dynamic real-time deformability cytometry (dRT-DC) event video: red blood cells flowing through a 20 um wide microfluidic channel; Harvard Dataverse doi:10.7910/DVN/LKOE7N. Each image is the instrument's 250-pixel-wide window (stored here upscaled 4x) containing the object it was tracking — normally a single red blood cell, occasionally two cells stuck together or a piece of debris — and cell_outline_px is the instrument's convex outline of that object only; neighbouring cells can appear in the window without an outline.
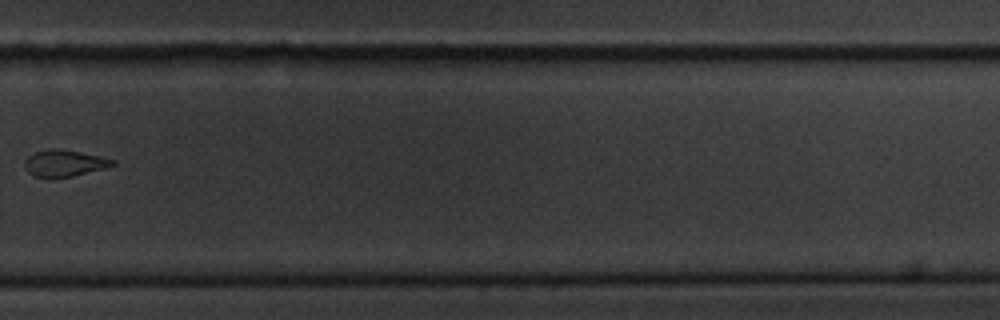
{"species": "common noctule bat (a hibernating species)", "species_latin": "Nyctalus noctula", "temperature_condition": "cold", "stored_images_in_passage": 11, "camera_frame_rate_fps": 3000, "um_per_image_px": 0.085, "animal": {"sex": "male", "body_mass_g": 20.1, "forearm_length_mm": 53.5}, "frame": {"image": 1, "passage_image": 11, "time_ms": 12.0, "image_size_px": [1000, 320], "cell_outline_px": [[116, 164], [108, 168], [72, 176], [32, 176], [28, 172], [24, 164], [24, 160], [32, 152], [48, 148], [56, 148], [80, 152], [100, 156], [116, 160]], "centroid_in_image_um": [5.48, 13.84], "position_along_channel_um": 324.3, "area_um2": 13.64}}